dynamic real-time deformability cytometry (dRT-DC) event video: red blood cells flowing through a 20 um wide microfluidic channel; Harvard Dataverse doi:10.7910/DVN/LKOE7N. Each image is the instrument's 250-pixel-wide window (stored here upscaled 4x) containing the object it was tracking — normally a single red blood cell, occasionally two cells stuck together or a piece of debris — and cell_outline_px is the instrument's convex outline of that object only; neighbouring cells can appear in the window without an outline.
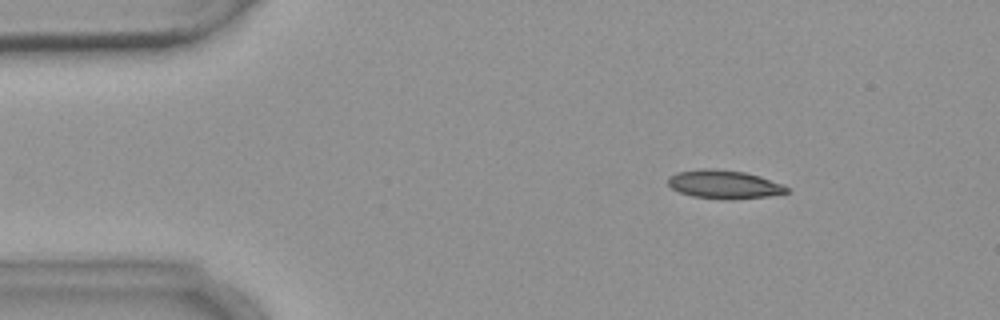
{"species": "common noctule bat (a hibernating species)", "species_latin": "Nyctalus noctula", "temperature_condition": "warm", "stored_images_in_passage": 4, "camera_frame_rate_fps": 3000, "um_per_image_px": 0.085, "animal": {"sex": "female", "body_mass_g": 18.4}, "frame": {"image": 1, "passage_image": 2, "time_ms": 2.0, "image_size_px": [1000, 320], "cell_outline_px": [[788, 192], [768, 196], [728, 200], [692, 196], [680, 192], [672, 188], [668, 184], [668, 176], [676, 172], [704, 168], [712, 168], [744, 172], [760, 176], [784, 184], [788, 188]], "centroid_in_image_um": [61.54, 15.67], "position_along_channel_um": 23.5, "area_um2": 19.77}}